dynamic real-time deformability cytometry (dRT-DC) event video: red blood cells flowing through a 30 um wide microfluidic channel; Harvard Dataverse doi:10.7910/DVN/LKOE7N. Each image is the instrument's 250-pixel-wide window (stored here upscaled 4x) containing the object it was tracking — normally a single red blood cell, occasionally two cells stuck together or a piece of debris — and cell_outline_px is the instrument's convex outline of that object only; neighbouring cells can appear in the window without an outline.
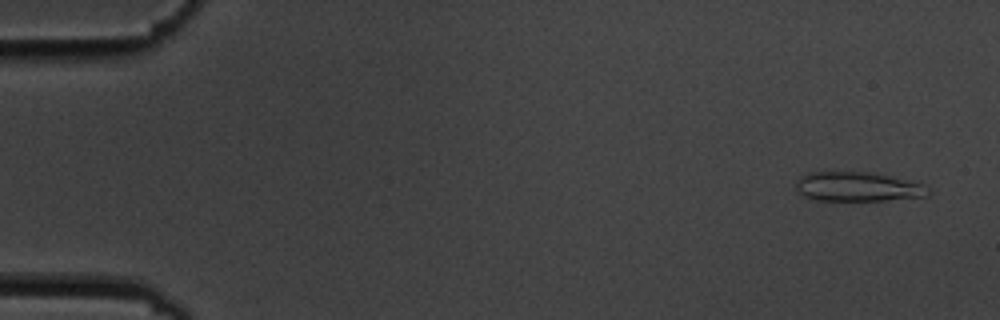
{"species": "common noctule bat (a hibernating species)", "species_latin": "Nyctalus noctula", "temperature_condition": "cold", "stored_images_in_passage": 56, "camera_frame_rate_fps": 3000, "um_per_image_px": 0.085, "animal": {"sex": "male", "body_mass_g": 19.5, "forearm_length_mm": 54.6}, "frame": {"image": 1, "passage_image": 3, "time_ms": 0.667, "image_size_px": [1000, 320], "cell_outline_px": [[928, 196], [884, 200], [812, 200], [804, 196], [796, 188], [796, 180], [800, 176], [808, 172], [872, 172], [920, 184], [928, 192]], "centroid_in_image_um": [72.79, 15.87], "position_along_channel_um": 12.2, "area_um2": 22.2}}
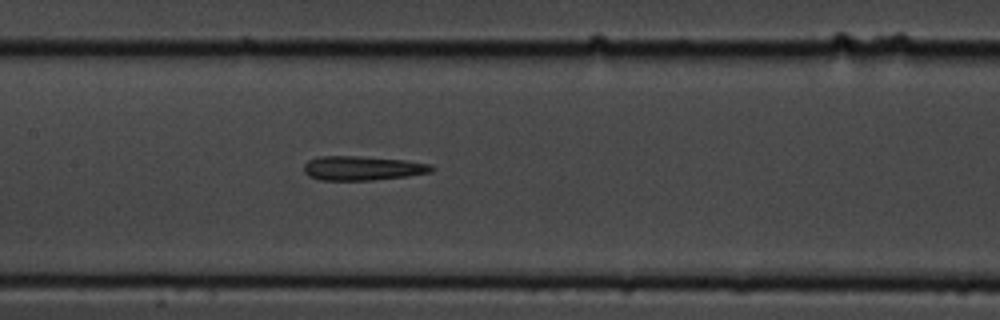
{"frame": {"image": 2, "passage_image": 27, "time_ms": 8.667, "image_size_px": [1000, 320], "cell_outline_px": [[436, 168], [432, 172], [408, 176], [372, 180], [320, 180], [308, 176], [304, 172], [304, 164], [308, 160], [320, 156], [356, 156], [408, 160], [432, 164]], "centroid_in_image_um": [30.84, 14.29], "position_along_channel_um": 176.6, "area_um2": 18.26}}
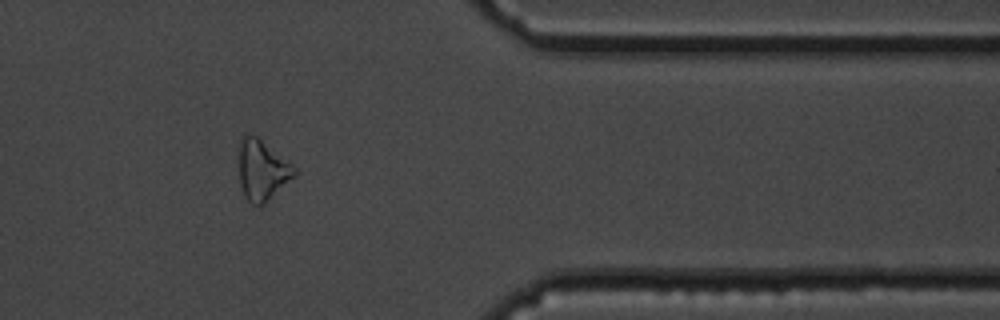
{"frame": {"image": 3, "passage_image": 46, "time_ms": 15.0, "image_size_px": [1000, 320], "cell_outline_px": [[296, 176], [264, 204], [252, 204], [244, 196], [240, 184], [240, 136], [256, 136], [292, 164], [296, 168]], "centroid_in_image_um": [22.31, 14.49], "position_along_channel_um": 389.1, "area_um2": 19.13}, "authors_computed_cell_mechanics": {"area_um2": 19.4786, "velocity_mm_per_s": 3.6217, "shape_relaxation_time_tau1_ms": 8.4703, "shape_relaxation_time_tau2_ms": 5.2908, "deformation_change_tau1": 0.2178, "deformation_change_tau2": 0.2189}}